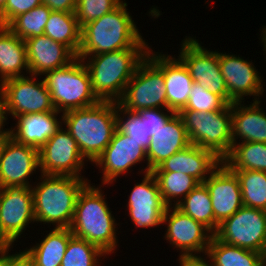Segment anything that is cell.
<instances>
[{"label":"cell","mask_w":266,"mask_h":266,"mask_svg":"<svg viewBox=\"0 0 266 266\" xmlns=\"http://www.w3.org/2000/svg\"><path fill=\"white\" fill-rule=\"evenodd\" d=\"M30 75L42 77L49 71L67 66L76 55L63 43L47 35L25 40Z\"/></svg>","instance_id":"44dd1931"},{"label":"cell","mask_w":266,"mask_h":266,"mask_svg":"<svg viewBox=\"0 0 266 266\" xmlns=\"http://www.w3.org/2000/svg\"><path fill=\"white\" fill-rule=\"evenodd\" d=\"M155 176L164 204L177 206L200 182L181 172H152ZM173 202V203H172Z\"/></svg>","instance_id":"4dcf8cb0"},{"label":"cell","mask_w":266,"mask_h":266,"mask_svg":"<svg viewBox=\"0 0 266 266\" xmlns=\"http://www.w3.org/2000/svg\"><path fill=\"white\" fill-rule=\"evenodd\" d=\"M6 123H7V119H6L2 99L0 96V136H10L8 128L7 129L5 128Z\"/></svg>","instance_id":"ee69618b"},{"label":"cell","mask_w":266,"mask_h":266,"mask_svg":"<svg viewBox=\"0 0 266 266\" xmlns=\"http://www.w3.org/2000/svg\"><path fill=\"white\" fill-rule=\"evenodd\" d=\"M7 0H0V11L5 7Z\"/></svg>","instance_id":"c3c4849f"},{"label":"cell","mask_w":266,"mask_h":266,"mask_svg":"<svg viewBox=\"0 0 266 266\" xmlns=\"http://www.w3.org/2000/svg\"><path fill=\"white\" fill-rule=\"evenodd\" d=\"M243 58L219 52L220 72L227 86L229 104L245 102L246 96H253L252 101H260L266 91L264 77L260 75L252 60Z\"/></svg>","instance_id":"2e32d148"},{"label":"cell","mask_w":266,"mask_h":266,"mask_svg":"<svg viewBox=\"0 0 266 266\" xmlns=\"http://www.w3.org/2000/svg\"><path fill=\"white\" fill-rule=\"evenodd\" d=\"M10 266H32L30 260L21 252L11 263Z\"/></svg>","instance_id":"f6af8a7d"},{"label":"cell","mask_w":266,"mask_h":266,"mask_svg":"<svg viewBox=\"0 0 266 266\" xmlns=\"http://www.w3.org/2000/svg\"><path fill=\"white\" fill-rule=\"evenodd\" d=\"M260 31H261V34H260L261 40H260V42L263 45V49L262 50L266 54V26H263V28H261Z\"/></svg>","instance_id":"bcb514c9"},{"label":"cell","mask_w":266,"mask_h":266,"mask_svg":"<svg viewBox=\"0 0 266 266\" xmlns=\"http://www.w3.org/2000/svg\"><path fill=\"white\" fill-rule=\"evenodd\" d=\"M58 111L30 113L15 117V126L8 131L10 137L38 150L62 126V115ZM59 117V118H58Z\"/></svg>","instance_id":"603a6c76"},{"label":"cell","mask_w":266,"mask_h":266,"mask_svg":"<svg viewBox=\"0 0 266 266\" xmlns=\"http://www.w3.org/2000/svg\"><path fill=\"white\" fill-rule=\"evenodd\" d=\"M203 183L211 196L215 234L219 224L243 206L240 183L236 174L223 162Z\"/></svg>","instance_id":"d6986e66"},{"label":"cell","mask_w":266,"mask_h":266,"mask_svg":"<svg viewBox=\"0 0 266 266\" xmlns=\"http://www.w3.org/2000/svg\"><path fill=\"white\" fill-rule=\"evenodd\" d=\"M37 77L27 75L11 78L0 84V96L7 121L9 116L15 118L56 110L43 77Z\"/></svg>","instance_id":"ba28073f"},{"label":"cell","mask_w":266,"mask_h":266,"mask_svg":"<svg viewBox=\"0 0 266 266\" xmlns=\"http://www.w3.org/2000/svg\"><path fill=\"white\" fill-rule=\"evenodd\" d=\"M124 0H77L75 15L80 27L117 8Z\"/></svg>","instance_id":"8d00e7d4"},{"label":"cell","mask_w":266,"mask_h":266,"mask_svg":"<svg viewBox=\"0 0 266 266\" xmlns=\"http://www.w3.org/2000/svg\"><path fill=\"white\" fill-rule=\"evenodd\" d=\"M38 180L31 186L36 223L44 226L50 224L53 228H70L78 194L90 180L86 177L44 174H40Z\"/></svg>","instance_id":"277c9868"},{"label":"cell","mask_w":266,"mask_h":266,"mask_svg":"<svg viewBox=\"0 0 266 266\" xmlns=\"http://www.w3.org/2000/svg\"><path fill=\"white\" fill-rule=\"evenodd\" d=\"M261 102L262 100L252 101L249 105L244 102L231 104L232 144L266 143V110L261 107Z\"/></svg>","instance_id":"d4e9b609"},{"label":"cell","mask_w":266,"mask_h":266,"mask_svg":"<svg viewBox=\"0 0 266 266\" xmlns=\"http://www.w3.org/2000/svg\"><path fill=\"white\" fill-rule=\"evenodd\" d=\"M190 140L179 113H175L164 125L151 136L146 150L148 172L162 164L170 156L190 145Z\"/></svg>","instance_id":"7402d4cb"},{"label":"cell","mask_w":266,"mask_h":266,"mask_svg":"<svg viewBox=\"0 0 266 266\" xmlns=\"http://www.w3.org/2000/svg\"><path fill=\"white\" fill-rule=\"evenodd\" d=\"M128 195L127 211L134 228H157L162 225L166 209L158 182L152 172L144 173Z\"/></svg>","instance_id":"e0dca14e"},{"label":"cell","mask_w":266,"mask_h":266,"mask_svg":"<svg viewBox=\"0 0 266 266\" xmlns=\"http://www.w3.org/2000/svg\"><path fill=\"white\" fill-rule=\"evenodd\" d=\"M107 256L99 247L72 235L62 258L61 266H101L102 259L104 261Z\"/></svg>","instance_id":"836d02e7"},{"label":"cell","mask_w":266,"mask_h":266,"mask_svg":"<svg viewBox=\"0 0 266 266\" xmlns=\"http://www.w3.org/2000/svg\"><path fill=\"white\" fill-rule=\"evenodd\" d=\"M142 162L146 166L144 168L143 164V168H139V175L148 173L146 150L116 128L110 143L93 164L102 172L101 185L110 186L116 182L117 177L131 173L129 170Z\"/></svg>","instance_id":"5bb4252c"},{"label":"cell","mask_w":266,"mask_h":266,"mask_svg":"<svg viewBox=\"0 0 266 266\" xmlns=\"http://www.w3.org/2000/svg\"><path fill=\"white\" fill-rule=\"evenodd\" d=\"M13 247V245H0V266H10V263L22 252L19 250L10 254Z\"/></svg>","instance_id":"b9f144b4"},{"label":"cell","mask_w":266,"mask_h":266,"mask_svg":"<svg viewBox=\"0 0 266 266\" xmlns=\"http://www.w3.org/2000/svg\"><path fill=\"white\" fill-rule=\"evenodd\" d=\"M35 222L32 188L26 186L1 188L0 245H15L14 243L23 237L21 234L27 227Z\"/></svg>","instance_id":"8fae6325"},{"label":"cell","mask_w":266,"mask_h":266,"mask_svg":"<svg viewBox=\"0 0 266 266\" xmlns=\"http://www.w3.org/2000/svg\"><path fill=\"white\" fill-rule=\"evenodd\" d=\"M179 266H211L205 258L178 259Z\"/></svg>","instance_id":"7bdbcfd3"},{"label":"cell","mask_w":266,"mask_h":266,"mask_svg":"<svg viewBox=\"0 0 266 266\" xmlns=\"http://www.w3.org/2000/svg\"><path fill=\"white\" fill-rule=\"evenodd\" d=\"M176 207L214 234L212 201L204 183L198 184Z\"/></svg>","instance_id":"1f68e13d"},{"label":"cell","mask_w":266,"mask_h":266,"mask_svg":"<svg viewBox=\"0 0 266 266\" xmlns=\"http://www.w3.org/2000/svg\"><path fill=\"white\" fill-rule=\"evenodd\" d=\"M51 9L41 4L31 11L15 17L7 27L22 40L44 35V28L49 19Z\"/></svg>","instance_id":"e575fe53"},{"label":"cell","mask_w":266,"mask_h":266,"mask_svg":"<svg viewBox=\"0 0 266 266\" xmlns=\"http://www.w3.org/2000/svg\"><path fill=\"white\" fill-rule=\"evenodd\" d=\"M56 111L86 108L100 100L93 93L91 78L82 59L76 57L67 66L43 75Z\"/></svg>","instance_id":"8992f818"},{"label":"cell","mask_w":266,"mask_h":266,"mask_svg":"<svg viewBox=\"0 0 266 266\" xmlns=\"http://www.w3.org/2000/svg\"><path fill=\"white\" fill-rule=\"evenodd\" d=\"M86 159L76 140L63 125L39 149V171L44 175H69L84 178ZM84 168V169H83Z\"/></svg>","instance_id":"9a60e30c"},{"label":"cell","mask_w":266,"mask_h":266,"mask_svg":"<svg viewBox=\"0 0 266 266\" xmlns=\"http://www.w3.org/2000/svg\"><path fill=\"white\" fill-rule=\"evenodd\" d=\"M147 57L163 72L167 108L180 113L186 107L194 83L188 69L175 55L173 57L150 48Z\"/></svg>","instance_id":"ffe728a7"},{"label":"cell","mask_w":266,"mask_h":266,"mask_svg":"<svg viewBox=\"0 0 266 266\" xmlns=\"http://www.w3.org/2000/svg\"><path fill=\"white\" fill-rule=\"evenodd\" d=\"M36 170H39V150L9 136L0 157V188L31 187L33 181L30 177Z\"/></svg>","instance_id":"ac0fdd59"},{"label":"cell","mask_w":266,"mask_h":266,"mask_svg":"<svg viewBox=\"0 0 266 266\" xmlns=\"http://www.w3.org/2000/svg\"><path fill=\"white\" fill-rule=\"evenodd\" d=\"M212 151L190 144L176 152L151 172H181L203 183L221 164Z\"/></svg>","instance_id":"cb8c5ba5"},{"label":"cell","mask_w":266,"mask_h":266,"mask_svg":"<svg viewBox=\"0 0 266 266\" xmlns=\"http://www.w3.org/2000/svg\"><path fill=\"white\" fill-rule=\"evenodd\" d=\"M150 48L131 47L84 57L82 61L89 71L97 98L117 102Z\"/></svg>","instance_id":"5b68a950"},{"label":"cell","mask_w":266,"mask_h":266,"mask_svg":"<svg viewBox=\"0 0 266 266\" xmlns=\"http://www.w3.org/2000/svg\"><path fill=\"white\" fill-rule=\"evenodd\" d=\"M8 137L9 136H0V157H1V153H2L3 147L5 145L6 139Z\"/></svg>","instance_id":"7dc6e473"},{"label":"cell","mask_w":266,"mask_h":266,"mask_svg":"<svg viewBox=\"0 0 266 266\" xmlns=\"http://www.w3.org/2000/svg\"><path fill=\"white\" fill-rule=\"evenodd\" d=\"M192 145L212 151L223 160L232 148L231 104L211 112L182 110L180 113Z\"/></svg>","instance_id":"52a82bcc"},{"label":"cell","mask_w":266,"mask_h":266,"mask_svg":"<svg viewBox=\"0 0 266 266\" xmlns=\"http://www.w3.org/2000/svg\"><path fill=\"white\" fill-rule=\"evenodd\" d=\"M166 242L179 251V259L204 258L213 233L176 206L166 207L162 226ZM203 254V255H202Z\"/></svg>","instance_id":"9c48e42d"},{"label":"cell","mask_w":266,"mask_h":266,"mask_svg":"<svg viewBox=\"0 0 266 266\" xmlns=\"http://www.w3.org/2000/svg\"><path fill=\"white\" fill-rule=\"evenodd\" d=\"M102 185L88 182L79 192L73 221L72 234L99 247L108 256L118 249L119 224L110 210Z\"/></svg>","instance_id":"6da1fadb"},{"label":"cell","mask_w":266,"mask_h":266,"mask_svg":"<svg viewBox=\"0 0 266 266\" xmlns=\"http://www.w3.org/2000/svg\"><path fill=\"white\" fill-rule=\"evenodd\" d=\"M35 245L22 252L30 260L32 266H61L67 244L73 235L70 228H53ZM49 232V233H48Z\"/></svg>","instance_id":"4316f807"},{"label":"cell","mask_w":266,"mask_h":266,"mask_svg":"<svg viewBox=\"0 0 266 266\" xmlns=\"http://www.w3.org/2000/svg\"><path fill=\"white\" fill-rule=\"evenodd\" d=\"M127 3L124 0L117 8L104 14L82 27L81 46L76 57L83 59L89 55L121 50L131 47H150L141 36L127 11Z\"/></svg>","instance_id":"7a4b0ae2"},{"label":"cell","mask_w":266,"mask_h":266,"mask_svg":"<svg viewBox=\"0 0 266 266\" xmlns=\"http://www.w3.org/2000/svg\"><path fill=\"white\" fill-rule=\"evenodd\" d=\"M196 36H185L178 57L186 66L193 81L221 96L229 104L225 80L220 72L219 51L202 46Z\"/></svg>","instance_id":"4fadbf2b"},{"label":"cell","mask_w":266,"mask_h":266,"mask_svg":"<svg viewBox=\"0 0 266 266\" xmlns=\"http://www.w3.org/2000/svg\"><path fill=\"white\" fill-rule=\"evenodd\" d=\"M123 110L167 108L163 72L146 56L117 101Z\"/></svg>","instance_id":"30bf717a"},{"label":"cell","mask_w":266,"mask_h":266,"mask_svg":"<svg viewBox=\"0 0 266 266\" xmlns=\"http://www.w3.org/2000/svg\"><path fill=\"white\" fill-rule=\"evenodd\" d=\"M117 102L97 104L62 114V125L76 140L80 153L93 165L116 130Z\"/></svg>","instance_id":"3957f363"},{"label":"cell","mask_w":266,"mask_h":266,"mask_svg":"<svg viewBox=\"0 0 266 266\" xmlns=\"http://www.w3.org/2000/svg\"><path fill=\"white\" fill-rule=\"evenodd\" d=\"M138 112L146 119L148 136L155 135V132L164 127L166 122L175 114L169 108L141 109Z\"/></svg>","instance_id":"ab89813d"},{"label":"cell","mask_w":266,"mask_h":266,"mask_svg":"<svg viewBox=\"0 0 266 266\" xmlns=\"http://www.w3.org/2000/svg\"><path fill=\"white\" fill-rule=\"evenodd\" d=\"M205 256L211 266H265V256L262 253L227 244L215 235Z\"/></svg>","instance_id":"83f0119b"},{"label":"cell","mask_w":266,"mask_h":266,"mask_svg":"<svg viewBox=\"0 0 266 266\" xmlns=\"http://www.w3.org/2000/svg\"><path fill=\"white\" fill-rule=\"evenodd\" d=\"M51 11L75 13L77 0H41Z\"/></svg>","instance_id":"60d3db41"},{"label":"cell","mask_w":266,"mask_h":266,"mask_svg":"<svg viewBox=\"0 0 266 266\" xmlns=\"http://www.w3.org/2000/svg\"><path fill=\"white\" fill-rule=\"evenodd\" d=\"M228 103L219 95L193 83L188 102L183 110L211 112L223 109Z\"/></svg>","instance_id":"74e56055"},{"label":"cell","mask_w":266,"mask_h":266,"mask_svg":"<svg viewBox=\"0 0 266 266\" xmlns=\"http://www.w3.org/2000/svg\"><path fill=\"white\" fill-rule=\"evenodd\" d=\"M27 74L30 75V70L25 41L7 26L0 25V84Z\"/></svg>","instance_id":"484cf974"},{"label":"cell","mask_w":266,"mask_h":266,"mask_svg":"<svg viewBox=\"0 0 266 266\" xmlns=\"http://www.w3.org/2000/svg\"><path fill=\"white\" fill-rule=\"evenodd\" d=\"M81 30L75 13L52 11L44 35L63 43L77 56L81 46Z\"/></svg>","instance_id":"f1b7e54d"},{"label":"cell","mask_w":266,"mask_h":266,"mask_svg":"<svg viewBox=\"0 0 266 266\" xmlns=\"http://www.w3.org/2000/svg\"><path fill=\"white\" fill-rule=\"evenodd\" d=\"M222 162L232 171L256 170L266 172V143H234Z\"/></svg>","instance_id":"f546056e"},{"label":"cell","mask_w":266,"mask_h":266,"mask_svg":"<svg viewBox=\"0 0 266 266\" xmlns=\"http://www.w3.org/2000/svg\"><path fill=\"white\" fill-rule=\"evenodd\" d=\"M239 179L243 206L266 211V172L233 171Z\"/></svg>","instance_id":"d6a6232c"},{"label":"cell","mask_w":266,"mask_h":266,"mask_svg":"<svg viewBox=\"0 0 266 266\" xmlns=\"http://www.w3.org/2000/svg\"><path fill=\"white\" fill-rule=\"evenodd\" d=\"M220 241L266 254V211L242 206L214 234Z\"/></svg>","instance_id":"7c38bea8"},{"label":"cell","mask_w":266,"mask_h":266,"mask_svg":"<svg viewBox=\"0 0 266 266\" xmlns=\"http://www.w3.org/2000/svg\"><path fill=\"white\" fill-rule=\"evenodd\" d=\"M116 128L145 150L149 147L151 136H148L146 119L138 111L123 110L117 103Z\"/></svg>","instance_id":"d590c367"},{"label":"cell","mask_w":266,"mask_h":266,"mask_svg":"<svg viewBox=\"0 0 266 266\" xmlns=\"http://www.w3.org/2000/svg\"><path fill=\"white\" fill-rule=\"evenodd\" d=\"M42 4L41 0H7L0 11V25L7 26L15 17Z\"/></svg>","instance_id":"f35d334b"}]
</instances>
